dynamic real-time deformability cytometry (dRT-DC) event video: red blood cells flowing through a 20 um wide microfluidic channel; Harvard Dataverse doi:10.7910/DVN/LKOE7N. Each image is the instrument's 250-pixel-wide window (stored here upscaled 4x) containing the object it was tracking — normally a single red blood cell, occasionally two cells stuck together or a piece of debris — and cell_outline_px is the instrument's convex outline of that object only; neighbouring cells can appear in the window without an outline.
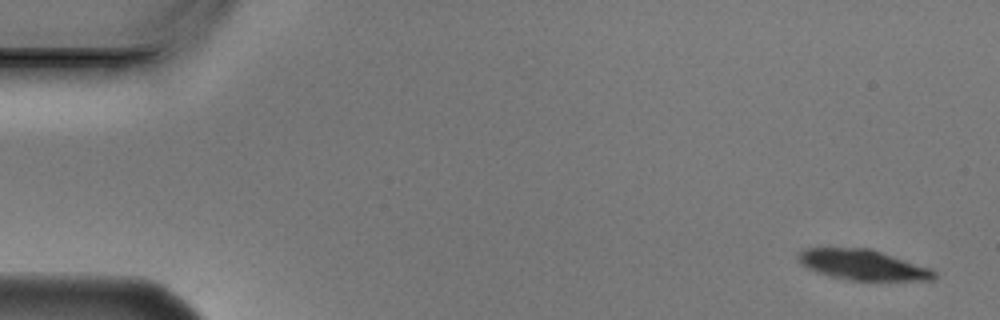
{"species": "Egyptian fruit bat (a non-hibernating species)", "species_latin": "Rousettus aegyptiacus", "temperature_condition": "cold", "stored_images_in_passage": 5, "camera_frame_rate_fps": 3000, "um_per_image_px": 0.085, "animal": {"sex": "male"}, "frame": {"image": 1, "passage_image": 1, "time_ms": 0.0, "image_size_px": [1000, 320], "cell_outline_px": [[936, 276], [932, 280], [880, 284], [848, 280], [828, 276], [816, 272], [808, 268], [796, 256], [804, 248], [868, 248], [932, 268], [936, 272]], "centroid_in_image_um": [73.45, 22.58], "position_along_channel_um": 11.6, "area_um2": 25.09}}
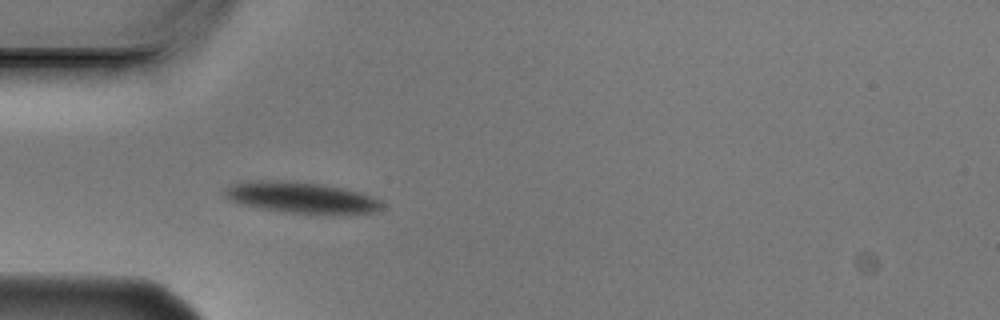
{"frame": {"image": 2, "passage_image": 5, "time_ms": 1.333, "image_size_px": [1000, 320], "cell_outline_px": [[384, 208], [376, 212], [348, 216], [284, 212], [260, 208], [228, 200], [220, 192], [228, 184], [256, 180], [292, 180], [320, 184], [344, 188], [360, 192], [380, 200], [384, 204]], "centroid_in_image_um": [25.64, 16.81], "position_along_channel_um": 59.4, "area_um2": 29.59}}